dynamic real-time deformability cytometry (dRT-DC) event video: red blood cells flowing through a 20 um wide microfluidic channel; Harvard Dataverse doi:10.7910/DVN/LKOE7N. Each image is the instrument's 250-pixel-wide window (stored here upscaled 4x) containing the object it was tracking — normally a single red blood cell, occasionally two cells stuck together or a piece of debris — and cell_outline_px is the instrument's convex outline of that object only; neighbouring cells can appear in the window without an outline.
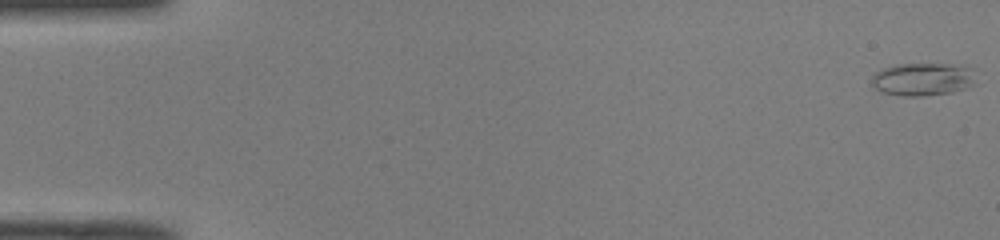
{"species": "common noctule bat (a hibernating species)", "species_latin": "Nyctalus noctula", "temperature_condition": "room temperature", "stored_images_in_passage": 12, "camera_frame_rate_fps": 3000, "um_per_image_px": 0.085, "animal": {"sex": "male", "body_mass_g": 19.0, "forearm_length_mm": 50.8}, "frame": {"image": 1, "passage_image": 1, "time_ms": 0.0, "image_size_px": [1000, 240], "cell_outline_px": [[976, 84], [952, 92], [920, 96], [904, 96], [880, 92], [872, 84], [872, 76], [876, 72], [884, 68], [896, 64], [948, 64], [972, 68]], "centroid_in_image_um": [78.43, 6.74], "position_along_channel_um": 6.6, "area_um2": 19.88}}